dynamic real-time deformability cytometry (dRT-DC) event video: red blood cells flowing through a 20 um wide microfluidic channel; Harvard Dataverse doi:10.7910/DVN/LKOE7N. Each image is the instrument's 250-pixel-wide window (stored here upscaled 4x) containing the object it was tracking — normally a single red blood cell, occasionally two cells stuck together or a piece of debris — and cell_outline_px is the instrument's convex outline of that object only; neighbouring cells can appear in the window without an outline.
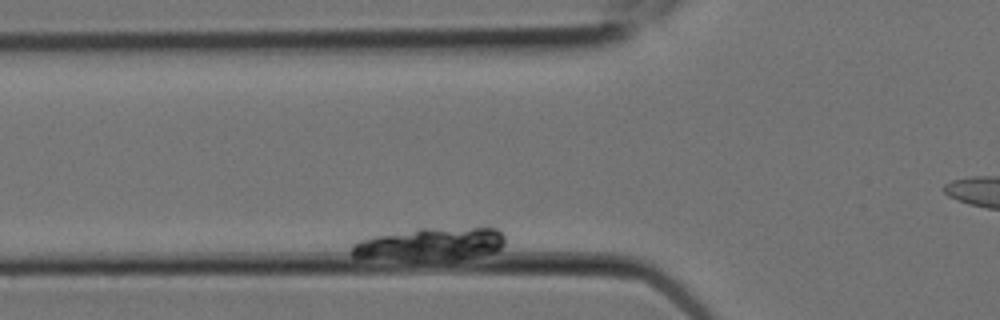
{"species": "Egyptian fruit bat (a non-hibernating species)", "species_latin": "Rousettus aegyptiacus", "temperature_condition": "room temperature", "stored_images_in_passage": 17, "camera_frame_rate_fps": 3000, "um_per_image_px": 0.085, "animal": {"sex": "female"}, "frame": {"image": 1, "passage_image": 4, "time_ms": 1.0, "image_size_px": [1000, 320], "cell_outline_px": [[504, 244], [496, 252], [456, 260], [408, 260], [352, 256], [348, 252], [352, 244], [360, 240], [372, 236], [416, 228], [480, 224], [492, 224], [500, 228], [504, 232]], "centroid_in_image_um": [36.75, 20.68], "position_along_channel_um": 89.0, "area_um2": 31.04}}
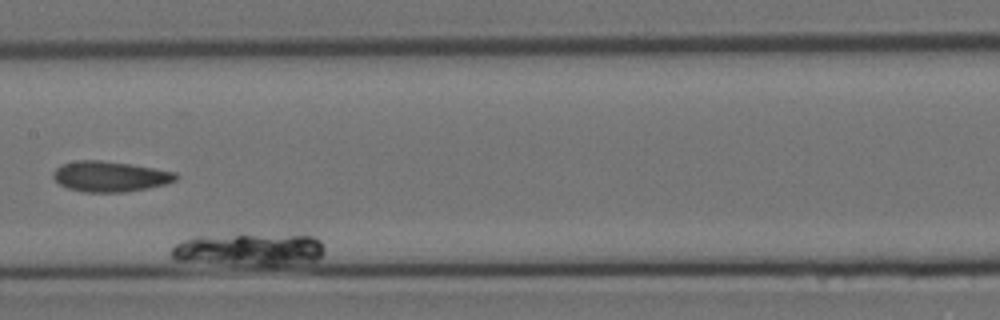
{"frame": {"image": 2, "passage_image": 9, "time_ms": 2.667, "image_size_px": [1000, 320], "cell_outline_px": [[324, 252], [316, 260], [292, 264], [232, 264], [176, 260], [168, 256], [168, 252], [176, 244], [192, 236], [316, 236], [320, 240], [324, 248]], "centroid_in_image_um": [21.12, 21.22], "position_along_channel_um": 186.3, "area_um2": 28.15}}
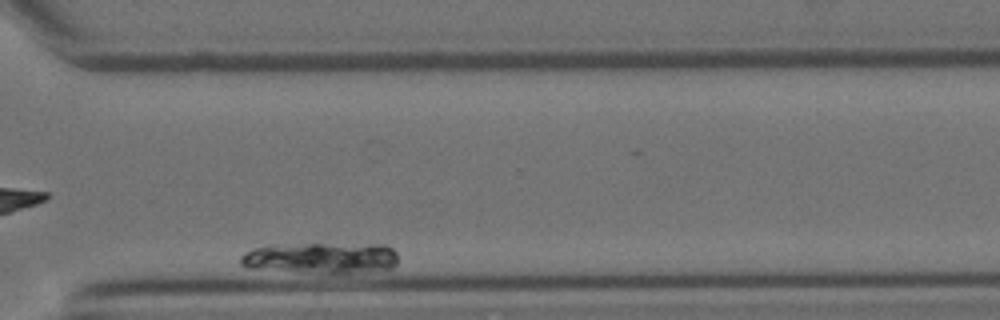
{"frame": {"image": 3, "passage_image": 16, "time_ms": 5.0, "image_size_px": [1000, 320], "cell_outline_px": [[396, 264], [392, 268], [368, 272], [304, 272], [248, 268], [240, 264], [240, 256], [244, 252], [252, 248], [268, 244], [388, 244], [396, 252]], "centroid_in_image_um": [27.25, 21.91], "position_along_channel_um": 343.4, "area_um2": 28.78}}